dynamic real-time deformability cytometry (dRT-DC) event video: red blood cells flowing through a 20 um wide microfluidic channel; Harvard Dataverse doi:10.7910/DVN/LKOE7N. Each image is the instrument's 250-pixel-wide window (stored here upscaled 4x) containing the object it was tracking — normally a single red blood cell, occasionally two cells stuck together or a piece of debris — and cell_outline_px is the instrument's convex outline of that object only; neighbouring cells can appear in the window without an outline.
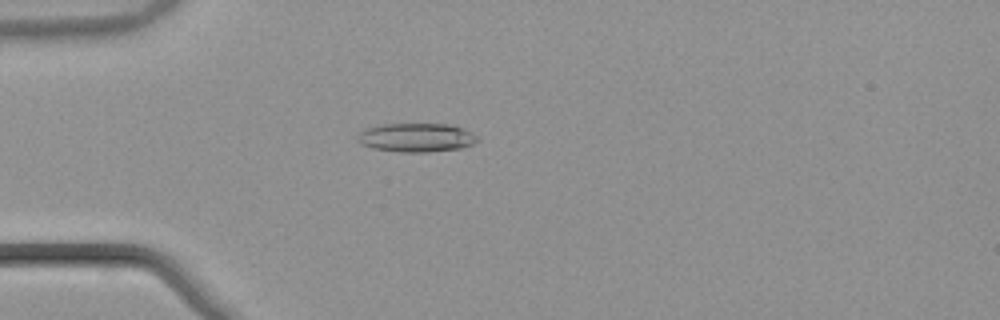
{"species": "common noctule bat (a hibernating species)", "species_latin": "Nyctalus noctula", "temperature_condition": "warm", "stored_images_in_passage": 54, "camera_frame_rate_fps": 3000, "um_per_image_px": 0.085, "animal": {"sex": "male", "body_mass_g": 21.5, "forearm_length_mm": 52.0}, "frame": {"image": 1, "passage_image": 16, "time_ms": 5.0, "image_size_px": [1000, 320], "cell_outline_px": [[480, 140], [472, 144], [460, 148], [428, 152], [400, 152], [372, 148], [360, 144], [356, 136], [364, 128], [384, 124], [452, 124], [464, 128], [476, 136]], "centroid_in_image_um": [35.37, 11.69], "position_along_channel_um": 49.6, "area_um2": 20.23}}
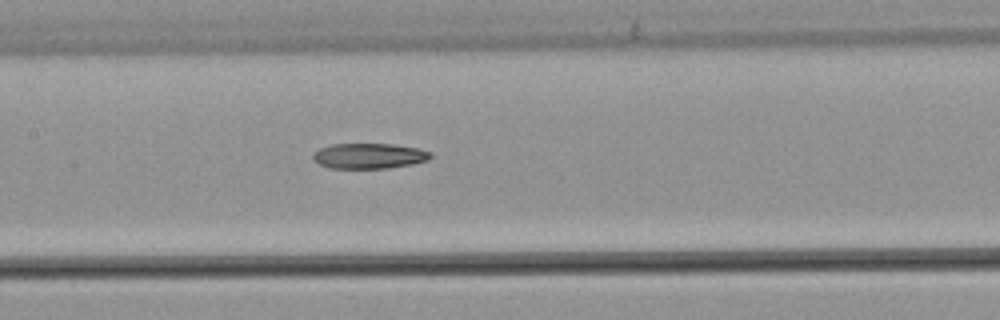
{"frame": {"image": 2, "passage_image": 27, "time_ms": 8.667, "image_size_px": [1000, 320], "cell_outline_px": [[432, 156], [428, 160], [412, 164], [388, 168], [328, 168], [320, 164], [312, 156], [320, 148], [332, 144], [392, 144], [420, 148], [432, 152]], "centroid_in_image_um": [31.43, 13.25], "position_along_channel_um": 176.0, "area_um2": 17.34}}
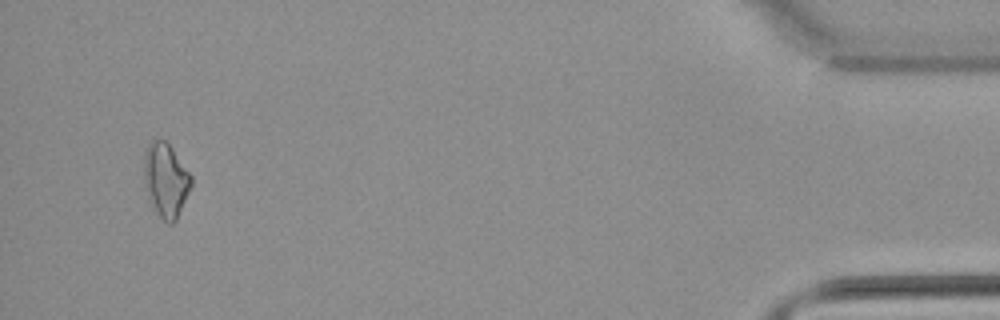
{"frame": {"image": 3, "passage_image": 52, "time_ms": 17.0, "image_size_px": [1000, 320], "cell_outline_px": [[192, 184], [176, 220], [172, 224], [168, 224], [156, 212], [148, 196], [144, 184], [144, 152], [148, 144], [152, 140], [164, 140], [172, 148], [192, 176]], "centroid_in_image_um": [14.08, 15.3], "position_along_channel_um": 421.1, "area_um2": 20.17}, "authors_computed_cell_mechanics": {"area_um2": 18.6116, "velocity_mm_per_s": 3.8688, "shape_relaxation_time_tau1_ms": null, "shape_relaxation_time_tau2_ms": 6.3096, "deformation_change_tau1": null, "deformation_change_tau2": 0.1628}}